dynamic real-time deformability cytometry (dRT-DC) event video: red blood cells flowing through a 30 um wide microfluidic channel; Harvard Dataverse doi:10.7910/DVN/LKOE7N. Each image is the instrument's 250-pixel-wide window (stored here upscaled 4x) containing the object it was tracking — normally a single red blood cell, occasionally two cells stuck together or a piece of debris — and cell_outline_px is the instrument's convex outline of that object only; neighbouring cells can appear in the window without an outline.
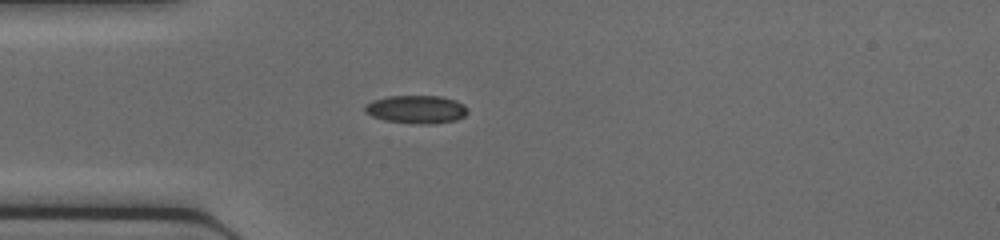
{"species": "common noctule bat (a hibernating species)", "species_latin": "Nyctalus noctula", "temperature_condition": "cold", "stored_images_in_passage": 34, "camera_frame_rate_fps": 3000, "um_per_image_px": 0.085, "animal": {"sex": "female", "body_mass_g": 17.0, "forearm_length_mm": 48.0}, "frame": {"image": 1, "passage_image": 1, "time_ms": 0.0, "image_size_px": [1000, 240], "cell_outline_px": [[468, 112], [464, 116], [456, 120], [428, 124], [416, 124], [384, 120], [372, 116], [364, 112], [364, 104], [372, 100], [388, 96], [440, 96], [456, 100], [464, 104], [468, 108]], "centroid_in_image_um": [35.38, 9.29], "position_along_channel_um": 49.6, "area_um2": 16.99}}
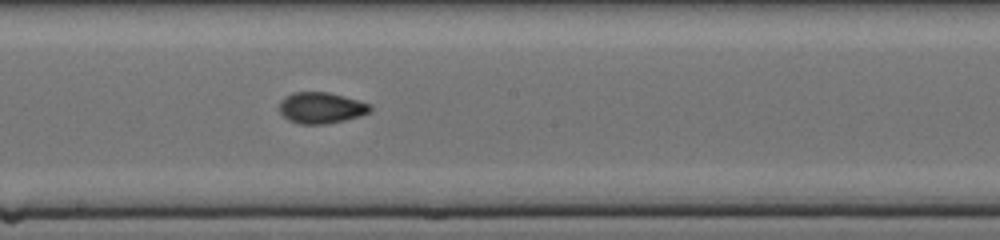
{"frame": {"image": 2, "passage_image": 13, "time_ms": 4.0, "image_size_px": [1000, 240], "cell_outline_px": [[372, 108], [368, 112], [360, 116], [344, 120], [324, 124], [300, 124], [288, 120], [280, 112], [280, 100], [284, 96], [292, 92], [328, 92], [344, 96], [372, 104]], "centroid_in_image_um": [27.29, 9.16], "position_along_channel_um": 220.9, "area_um2": 16.53}}
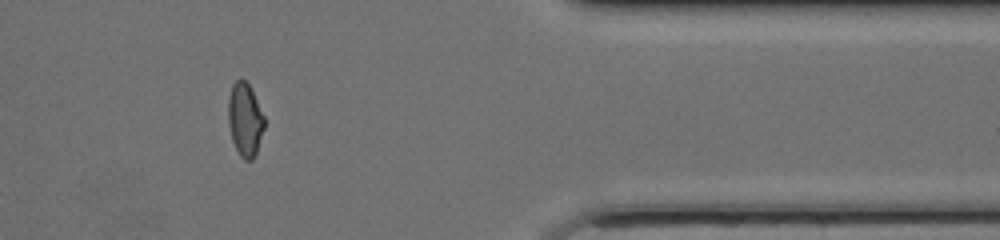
{"frame": {"image": 3, "passage_image": 26, "time_ms": 8.333, "image_size_px": [1000, 240], "cell_outline_px": [[264, 128], [256, 152], [252, 160], [244, 160], [240, 156], [232, 140], [228, 124], [228, 96], [232, 84], [240, 76], [248, 84], [264, 116]], "centroid_in_image_um": [20.8, 10.15], "position_along_channel_um": 390.6, "area_um2": 15.37}}